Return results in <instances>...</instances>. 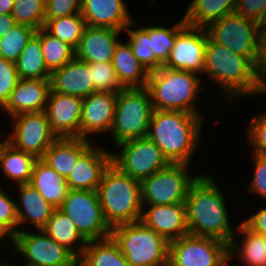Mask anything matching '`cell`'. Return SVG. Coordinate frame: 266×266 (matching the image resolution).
<instances>
[{"mask_svg": "<svg viewBox=\"0 0 266 266\" xmlns=\"http://www.w3.org/2000/svg\"><path fill=\"white\" fill-rule=\"evenodd\" d=\"M203 77L211 79L221 91L223 89L222 97L229 102L262 96L259 68L248 57L215 43L208 33Z\"/></svg>", "mask_w": 266, "mask_h": 266, "instance_id": "obj_1", "label": "cell"}, {"mask_svg": "<svg viewBox=\"0 0 266 266\" xmlns=\"http://www.w3.org/2000/svg\"><path fill=\"white\" fill-rule=\"evenodd\" d=\"M220 186L209 174L192 183L185 200L189 234L212 237L230 244L236 230Z\"/></svg>", "mask_w": 266, "mask_h": 266, "instance_id": "obj_2", "label": "cell"}, {"mask_svg": "<svg viewBox=\"0 0 266 266\" xmlns=\"http://www.w3.org/2000/svg\"><path fill=\"white\" fill-rule=\"evenodd\" d=\"M204 118L179 110L154 109L147 137L161 149L170 164L191 165L201 140Z\"/></svg>", "mask_w": 266, "mask_h": 266, "instance_id": "obj_3", "label": "cell"}, {"mask_svg": "<svg viewBox=\"0 0 266 266\" xmlns=\"http://www.w3.org/2000/svg\"><path fill=\"white\" fill-rule=\"evenodd\" d=\"M96 191L104 217L111 228L141 221L143 205L140 181L123 174L111 163L104 171Z\"/></svg>", "mask_w": 266, "mask_h": 266, "instance_id": "obj_4", "label": "cell"}, {"mask_svg": "<svg viewBox=\"0 0 266 266\" xmlns=\"http://www.w3.org/2000/svg\"><path fill=\"white\" fill-rule=\"evenodd\" d=\"M202 76L199 74L169 69L165 66L149 73L147 89L150 92L153 109L156 110H179L190 112L200 117L196 101L199 98Z\"/></svg>", "mask_w": 266, "mask_h": 266, "instance_id": "obj_5", "label": "cell"}, {"mask_svg": "<svg viewBox=\"0 0 266 266\" xmlns=\"http://www.w3.org/2000/svg\"><path fill=\"white\" fill-rule=\"evenodd\" d=\"M111 236L131 266H160L168 262L169 242L142 221L117 225Z\"/></svg>", "mask_w": 266, "mask_h": 266, "instance_id": "obj_6", "label": "cell"}, {"mask_svg": "<svg viewBox=\"0 0 266 266\" xmlns=\"http://www.w3.org/2000/svg\"><path fill=\"white\" fill-rule=\"evenodd\" d=\"M147 87L124 88L117 96L111 138L115 145L134 138H146L153 112Z\"/></svg>", "mask_w": 266, "mask_h": 266, "instance_id": "obj_7", "label": "cell"}, {"mask_svg": "<svg viewBox=\"0 0 266 266\" xmlns=\"http://www.w3.org/2000/svg\"><path fill=\"white\" fill-rule=\"evenodd\" d=\"M206 30L215 43L248 57L260 70L262 31L258 22L231 13Z\"/></svg>", "mask_w": 266, "mask_h": 266, "instance_id": "obj_8", "label": "cell"}, {"mask_svg": "<svg viewBox=\"0 0 266 266\" xmlns=\"http://www.w3.org/2000/svg\"><path fill=\"white\" fill-rule=\"evenodd\" d=\"M186 164H169L140 181L143 208L148 205L185 203L192 183L199 175L190 174Z\"/></svg>", "mask_w": 266, "mask_h": 266, "instance_id": "obj_9", "label": "cell"}, {"mask_svg": "<svg viewBox=\"0 0 266 266\" xmlns=\"http://www.w3.org/2000/svg\"><path fill=\"white\" fill-rule=\"evenodd\" d=\"M33 231L29 226L12 238L10 249L26 260L24 266H78V259L69 250L43 230Z\"/></svg>", "mask_w": 266, "mask_h": 266, "instance_id": "obj_10", "label": "cell"}, {"mask_svg": "<svg viewBox=\"0 0 266 266\" xmlns=\"http://www.w3.org/2000/svg\"><path fill=\"white\" fill-rule=\"evenodd\" d=\"M168 261L172 266H229V244L187 234L169 242Z\"/></svg>", "mask_w": 266, "mask_h": 266, "instance_id": "obj_11", "label": "cell"}, {"mask_svg": "<svg viewBox=\"0 0 266 266\" xmlns=\"http://www.w3.org/2000/svg\"><path fill=\"white\" fill-rule=\"evenodd\" d=\"M116 146L121 151L112 152V164L137 181L170 164L161 149L148 137L126 140Z\"/></svg>", "mask_w": 266, "mask_h": 266, "instance_id": "obj_12", "label": "cell"}, {"mask_svg": "<svg viewBox=\"0 0 266 266\" xmlns=\"http://www.w3.org/2000/svg\"><path fill=\"white\" fill-rule=\"evenodd\" d=\"M60 209L87 241L111 236L112 228L104 217L97 191L69 190Z\"/></svg>", "mask_w": 266, "mask_h": 266, "instance_id": "obj_13", "label": "cell"}, {"mask_svg": "<svg viewBox=\"0 0 266 266\" xmlns=\"http://www.w3.org/2000/svg\"><path fill=\"white\" fill-rule=\"evenodd\" d=\"M11 132L5 140L14 148L42 159L58 138L51 130L45 111L22 113L11 118Z\"/></svg>", "mask_w": 266, "mask_h": 266, "instance_id": "obj_14", "label": "cell"}, {"mask_svg": "<svg viewBox=\"0 0 266 266\" xmlns=\"http://www.w3.org/2000/svg\"><path fill=\"white\" fill-rule=\"evenodd\" d=\"M207 30L186 25L178 34L163 66L193 72L203 77Z\"/></svg>", "mask_w": 266, "mask_h": 266, "instance_id": "obj_15", "label": "cell"}, {"mask_svg": "<svg viewBox=\"0 0 266 266\" xmlns=\"http://www.w3.org/2000/svg\"><path fill=\"white\" fill-rule=\"evenodd\" d=\"M83 98L50 90L45 113L58 138L80 137Z\"/></svg>", "mask_w": 266, "mask_h": 266, "instance_id": "obj_16", "label": "cell"}, {"mask_svg": "<svg viewBox=\"0 0 266 266\" xmlns=\"http://www.w3.org/2000/svg\"><path fill=\"white\" fill-rule=\"evenodd\" d=\"M118 93L95 91L83 98L80 138L91 140L93 134L109 133L115 115Z\"/></svg>", "mask_w": 266, "mask_h": 266, "instance_id": "obj_17", "label": "cell"}, {"mask_svg": "<svg viewBox=\"0 0 266 266\" xmlns=\"http://www.w3.org/2000/svg\"><path fill=\"white\" fill-rule=\"evenodd\" d=\"M112 163V151L93 145L78 159L66 178L70 190L96 191L104 171Z\"/></svg>", "mask_w": 266, "mask_h": 266, "instance_id": "obj_18", "label": "cell"}, {"mask_svg": "<svg viewBox=\"0 0 266 266\" xmlns=\"http://www.w3.org/2000/svg\"><path fill=\"white\" fill-rule=\"evenodd\" d=\"M141 221L168 242L189 234L185 203L148 205Z\"/></svg>", "mask_w": 266, "mask_h": 266, "instance_id": "obj_19", "label": "cell"}, {"mask_svg": "<svg viewBox=\"0 0 266 266\" xmlns=\"http://www.w3.org/2000/svg\"><path fill=\"white\" fill-rule=\"evenodd\" d=\"M50 90V80L20 79L0 110L10 118L22 113L45 111Z\"/></svg>", "mask_w": 266, "mask_h": 266, "instance_id": "obj_20", "label": "cell"}, {"mask_svg": "<svg viewBox=\"0 0 266 266\" xmlns=\"http://www.w3.org/2000/svg\"><path fill=\"white\" fill-rule=\"evenodd\" d=\"M122 30L114 28H102L86 26L78 47L75 49V57L87 63L112 62L116 46Z\"/></svg>", "mask_w": 266, "mask_h": 266, "instance_id": "obj_21", "label": "cell"}, {"mask_svg": "<svg viewBox=\"0 0 266 266\" xmlns=\"http://www.w3.org/2000/svg\"><path fill=\"white\" fill-rule=\"evenodd\" d=\"M52 92L85 98L95 92L89 63L74 57L63 67L51 72Z\"/></svg>", "mask_w": 266, "mask_h": 266, "instance_id": "obj_22", "label": "cell"}, {"mask_svg": "<svg viewBox=\"0 0 266 266\" xmlns=\"http://www.w3.org/2000/svg\"><path fill=\"white\" fill-rule=\"evenodd\" d=\"M124 0H82L81 15L86 25L124 30L134 20Z\"/></svg>", "mask_w": 266, "mask_h": 266, "instance_id": "obj_23", "label": "cell"}, {"mask_svg": "<svg viewBox=\"0 0 266 266\" xmlns=\"http://www.w3.org/2000/svg\"><path fill=\"white\" fill-rule=\"evenodd\" d=\"M17 187L19 198L16 199L18 218V232L26 231L25 225L31 224L33 230L42 229L52 216L55 208L48 203L31 184H19ZM21 226V228H20Z\"/></svg>", "mask_w": 266, "mask_h": 266, "instance_id": "obj_24", "label": "cell"}, {"mask_svg": "<svg viewBox=\"0 0 266 266\" xmlns=\"http://www.w3.org/2000/svg\"><path fill=\"white\" fill-rule=\"evenodd\" d=\"M92 143V140L80 137L57 138L45 152L42 160L66 179Z\"/></svg>", "mask_w": 266, "mask_h": 266, "instance_id": "obj_25", "label": "cell"}, {"mask_svg": "<svg viewBox=\"0 0 266 266\" xmlns=\"http://www.w3.org/2000/svg\"><path fill=\"white\" fill-rule=\"evenodd\" d=\"M237 235H243L241 243L236 233L229 244V261L240 260L244 266H266V248L263 235L253 232L243 222L235 229ZM236 236V237H235Z\"/></svg>", "mask_w": 266, "mask_h": 266, "instance_id": "obj_26", "label": "cell"}, {"mask_svg": "<svg viewBox=\"0 0 266 266\" xmlns=\"http://www.w3.org/2000/svg\"><path fill=\"white\" fill-rule=\"evenodd\" d=\"M112 65L124 88L147 87L150 72L136 59L127 41L116 46Z\"/></svg>", "mask_w": 266, "mask_h": 266, "instance_id": "obj_27", "label": "cell"}, {"mask_svg": "<svg viewBox=\"0 0 266 266\" xmlns=\"http://www.w3.org/2000/svg\"><path fill=\"white\" fill-rule=\"evenodd\" d=\"M29 184L36 188L54 208L62 206L70 190L66 179L42 159L36 161Z\"/></svg>", "mask_w": 266, "mask_h": 266, "instance_id": "obj_28", "label": "cell"}, {"mask_svg": "<svg viewBox=\"0 0 266 266\" xmlns=\"http://www.w3.org/2000/svg\"><path fill=\"white\" fill-rule=\"evenodd\" d=\"M38 158L17 150L4 137L0 142V172L15 185L29 183ZM11 180V181H10Z\"/></svg>", "mask_w": 266, "mask_h": 266, "instance_id": "obj_29", "label": "cell"}, {"mask_svg": "<svg viewBox=\"0 0 266 266\" xmlns=\"http://www.w3.org/2000/svg\"><path fill=\"white\" fill-rule=\"evenodd\" d=\"M41 230L69 250L78 260L83 255L88 241L60 208H55L52 216Z\"/></svg>", "mask_w": 266, "mask_h": 266, "instance_id": "obj_30", "label": "cell"}, {"mask_svg": "<svg viewBox=\"0 0 266 266\" xmlns=\"http://www.w3.org/2000/svg\"><path fill=\"white\" fill-rule=\"evenodd\" d=\"M237 0H192L183 14L185 23L193 28L207 29L225 15L234 13Z\"/></svg>", "mask_w": 266, "mask_h": 266, "instance_id": "obj_31", "label": "cell"}, {"mask_svg": "<svg viewBox=\"0 0 266 266\" xmlns=\"http://www.w3.org/2000/svg\"><path fill=\"white\" fill-rule=\"evenodd\" d=\"M78 266H131L112 236L88 241Z\"/></svg>", "mask_w": 266, "mask_h": 266, "instance_id": "obj_32", "label": "cell"}, {"mask_svg": "<svg viewBox=\"0 0 266 266\" xmlns=\"http://www.w3.org/2000/svg\"><path fill=\"white\" fill-rule=\"evenodd\" d=\"M15 64L20 79H50L51 72L45 64L41 48L40 29L28 41Z\"/></svg>", "mask_w": 266, "mask_h": 266, "instance_id": "obj_33", "label": "cell"}, {"mask_svg": "<svg viewBox=\"0 0 266 266\" xmlns=\"http://www.w3.org/2000/svg\"><path fill=\"white\" fill-rule=\"evenodd\" d=\"M86 21L81 13L45 20L44 29L61 42L76 49L86 28Z\"/></svg>", "mask_w": 266, "mask_h": 266, "instance_id": "obj_34", "label": "cell"}, {"mask_svg": "<svg viewBox=\"0 0 266 266\" xmlns=\"http://www.w3.org/2000/svg\"><path fill=\"white\" fill-rule=\"evenodd\" d=\"M134 19L123 32L128 36L127 42L130 44L136 59L149 71L158 70L163 64L155 57L150 49L148 26H141ZM136 25L138 26L136 28ZM134 28V29H133Z\"/></svg>", "mask_w": 266, "mask_h": 266, "instance_id": "obj_35", "label": "cell"}, {"mask_svg": "<svg viewBox=\"0 0 266 266\" xmlns=\"http://www.w3.org/2000/svg\"><path fill=\"white\" fill-rule=\"evenodd\" d=\"M40 42L45 64L50 72L63 67L75 57V49L40 28Z\"/></svg>", "mask_w": 266, "mask_h": 266, "instance_id": "obj_36", "label": "cell"}, {"mask_svg": "<svg viewBox=\"0 0 266 266\" xmlns=\"http://www.w3.org/2000/svg\"><path fill=\"white\" fill-rule=\"evenodd\" d=\"M187 24L183 20V17L179 19L172 27L162 25L148 26V35L151 41H149L150 49L154 53L155 57L164 64L168 59L169 53L172 50L177 34ZM167 27V28H166Z\"/></svg>", "mask_w": 266, "mask_h": 266, "instance_id": "obj_37", "label": "cell"}, {"mask_svg": "<svg viewBox=\"0 0 266 266\" xmlns=\"http://www.w3.org/2000/svg\"><path fill=\"white\" fill-rule=\"evenodd\" d=\"M36 33V29L24 24H17L10 32L0 37V57L16 62L26 44Z\"/></svg>", "mask_w": 266, "mask_h": 266, "instance_id": "obj_38", "label": "cell"}, {"mask_svg": "<svg viewBox=\"0 0 266 266\" xmlns=\"http://www.w3.org/2000/svg\"><path fill=\"white\" fill-rule=\"evenodd\" d=\"M45 6L46 0H14L11 14L17 24L39 30L45 24Z\"/></svg>", "mask_w": 266, "mask_h": 266, "instance_id": "obj_39", "label": "cell"}, {"mask_svg": "<svg viewBox=\"0 0 266 266\" xmlns=\"http://www.w3.org/2000/svg\"><path fill=\"white\" fill-rule=\"evenodd\" d=\"M92 82L95 91L119 93L124 87L121 85L112 62L89 63Z\"/></svg>", "mask_w": 266, "mask_h": 266, "instance_id": "obj_40", "label": "cell"}, {"mask_svg": "<svg viewBox=\"0 0 266 266\" xmlns=\"http://www.w3.org/2000/svg\"><path fill=\"white\" fill-rule=\"evenodd\" d=\"M0 183V227L12 238L18 233V218L16 210V199L5 191Z\"/></svg>", "mask_w": 266, "mask_h": 266, "instance_id": "obj_41", "label": "cell"}, {"mask_svg": "<svg viewBox=\"0 0 266 266\" xmlns=\"http://www.w3.org/2000/svg\"><path fill=\"white\" fill-rule=\"evenodd\" d=\"M245 135L247 144L252 146V153L266 155V110L254 115L248 123Z\"/></svg>", "mask_w": 266, "mask_h": 266, "instance_id": "obj_42", "label": "cell"}, {"mask_svg": "<svg viewBox=\"0 0 266 266\" xmlns=\"http://www.w3.org/2000/svg\"><path fill=\"white\" fill-rule=\"evenodd\" d=\"M19 80L15 62L0 57V109L8 101Z\"/></svg>", "mask_w": 266, "mask_h": 266, "instance_id": "obj_43", "label": "cell"}, {"mask_svg": "<svg viewBox=\"0 0 266 266\" xmlns=\"http://www.w3.org/2000/svg\"><path fill=\"white\" fill-rule=\"evenodd\" d=\"M253 160V176L250 185H248V193H253L259 198L266 201V155L251 153Z\"/></svg>", "mask_w": 266, "mask_h": 266, "instance_id": "obj_44", "label": "cell"}, {"mask_svg": "<svg viewBox=\"0 0 266 266\" xmlns=\"http://www.w3.org/2000/svg\"><path fill=\"white\" fill-rule=\"evenodd\" d=\"M82 0H46L45 20L81 13Z\"/></svg>", "mask_w": 266, "mask_h": 266, "instance_id": "obj_45", "label": "cell"}, {"mask_svg": "<svg viewBox=\"0 0 266 266\" xmlns=\"http://www.w3.org/2000/svg\"><path fill=\"white\" fill-rule=\"evenodd\" d=\"M266 12V0H237L234 13L260 23Z\"/></svg>", "mask_w": 266, "mask_h": 266, "instance_id": "obj_46", "label": "cell"}, {"mask_svg": "<svg viewBox=\"0 0 266 266\" xmlns=\"http://www.w3.org/2000/svg\"><path fill=\"white\" fill-rule=\"evenodd\" d=\"M243 223L253 232L266 235V207H262L250 217L243 219Z\"/></svg>", "mask_w": 266, "mask_h": 266, "instance_id": "obj_47", "label": "cell"}, {"mask_svg": "<svg viewBox=\"0 0 266 266\" xmlns=\"http://www.w3.org/2000/svg\"><path fill=\"white\" fill-rule=\"evenodd\" d=\"M17 25L12 14L0 15V37L10 32V29Z\"/></svg>", "mask_w": 266, "mask_h": 266, "instance_id": "obj_48", "label": "cell"}, {"mask_svg": "<svg viewBox=\"0 0 266 266\" xmlns=\"http://www.w3.org/2000/svg\"><path fill=\"white\" fill-rule=\"evenodd\" d=\"M14 0H0V15L11 14Z\"/></svg>", "mask_w": 266, "mask_h": 266, "instance_id": "obj_49", "label": "cell"}, {"mask_svg": "<svg viewBox=\"0 0 266 266\" xmlns=\"http://www.w3.org/2000/svg\"><path fill=\"white\" fill-rule=\"evenodd\" d=\"M266 64V30L262 32V52L260 69Z\"/></svg>", "mask_w": 266, "mask_h": 266, "instance_id": "obj_50", "label": "cell"}, {"mask_svg": "<svg viewBox=\"0 0 266 266\" xmlns=\"http://www.w3.org/2000/svg\"><path fill=\"white\" fill-rule=\"evenodd\" d=\"M5 239L8 240V242H9V244H7L8 246L12 245V237L3 228L0 227V241H2L4 243ZM0 245H2V244H0Z\"/></svg>", "mask_w": 266, "mask_h": 266, "instance_id": "obj_51", "label": "cell"}, {"mask_svg": "<svg viewBox=\"0 0 266 266\" xmlns=\"http://www.w3.org/2000/svg\"><path fill=\"white\" fill-rule=\"evenodd\" d=\"M262 77V92H266V64L260 69Z\"/></svg>", "mask_w": 266, "mask_h": 266, "instance_id": "obj_52", "label": "cell"}, {"mask_svg": "<svg viewBox=\"0 0 266 266\" xmlns=\"http://www.w3.org/2000/svg\"><path fill=\"white\" fill-rule=\"evenodd\" d=\"M259 25H260L262 32L266 30V12H265L263 18L261 19Z\"/></svg>", "mask_w": 266, "mask_h": 266, "instance_id": "obj_53", "label": "cell"}, {"mask_svg": "<svg viewBox=\"0 0 266 266\" xmlns=\"http://www.w3.org/2000/svg\"><path fill=\"white\" fill-rule=\"evenodd\" d=\"M0 266H13V265H9L7 263H5V261H0Z\"/></svg>", "mask_w": 266, "mask_h": 266, "instance_id": "obj_54", "label": "cell"}, {"mask_svg": "<svg viewBox=\"0 0 266 266\" xmlns=\"http://www.w3.org/2000/svg\"><path fill=\"white\" fill-rule=\"evenodd\" d=\"M263 242H264V245H265V248H266V235H263Z\"/></svg>", "mask_w": 266, "mask_h": 266, "instance_id": "obj_55", "label": "cell"}, {"mask_svg": "<svg viewBox=\"0 0 266 266\" xmlns=\"http://www.w3.org/2000/svg\"><path fill=\"white\" fill-rule=\"evenodd\" d=\"M160 266H172L170 263H169V261L167 262V263H165V264H163V265H160Z\"/></svg>", "mask_w": 266, "mask_h": 266, "instance_id": "obj_56", "label": "cell"}]
</instances>
